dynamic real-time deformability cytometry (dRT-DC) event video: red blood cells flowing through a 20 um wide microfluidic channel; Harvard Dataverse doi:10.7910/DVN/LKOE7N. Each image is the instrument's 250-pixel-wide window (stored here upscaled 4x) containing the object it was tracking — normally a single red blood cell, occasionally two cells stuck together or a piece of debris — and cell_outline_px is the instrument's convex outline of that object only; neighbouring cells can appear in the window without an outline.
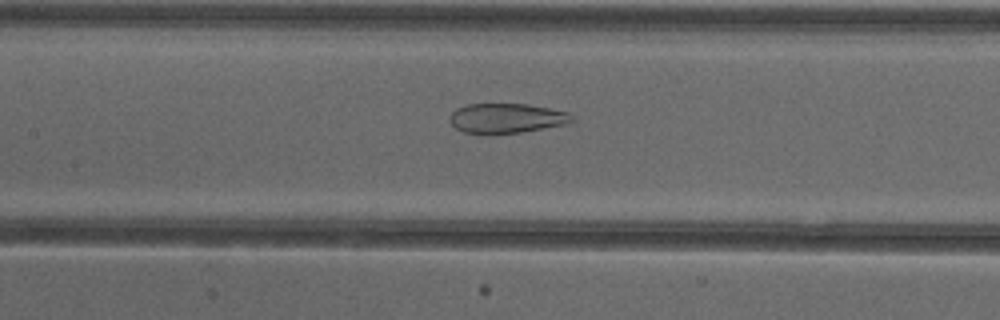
{"species": "common noctule bat (a hibernating species)", "species_latin": "Nyctalus noctula", "temperature_condition": "cold", "stored_images_in_passage": 37, "camera_frame_rate_fps": 3000, "um_per_image_px": 0.085, "animal": {"sex": "female"}, "frame": {"image": 1, "passage_image": 9, "time_ms": 2.667, "image_size_px": [1000, 320], "cell_outline_px": [[572, 120], [564, 124], [520, 132], [464, 132], [456, 128], [448, 120], [448, 116], [456, 108], [468, 104], [528, 104], [568, 112], [572, 116]], "centroid_in_image_um": [43.0, 10.02], "position_along_channel_um": 164.4, "area_um2": 20.58}}
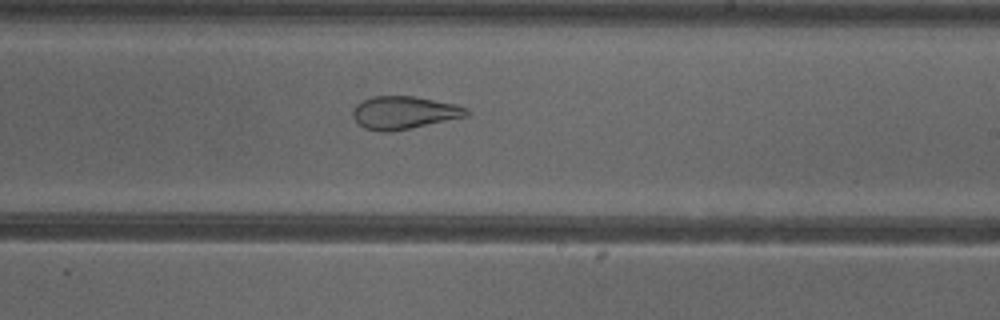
{"frame": {"image": 2, "passage_image": 16, "time_ms": 5.0, "image_size_px": [1000, 320], "cell_outline_px": [[472, 112], [468, 116], [388, 132], [380, 132], [364, 128], [352, 116], [352, 108], [356, 104], [372, 96], [416, 96], [456, 104], [468, 108]], "centroid_in_image_um": [34.35, 9.56], "position_along_channel_um": 254.6, "area_um2": 21.79}}
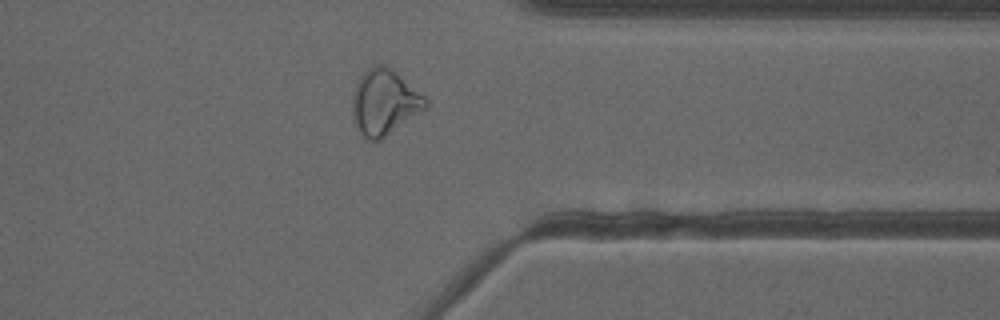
{"frame": {"image": 3, "passage_image": 26, "time_ms": 8.333, "image_size_px": [1000, 320], "cell_outline_px": [[428, 108], [380, 140], [368, 140], [360, 132], [352, 120], [352, 96], [356, 84], [360, 76], [372, 64], [384, 64], [392, 68], [424, 96], [428, 100]], "centroid_in_image_um": [32.67, 8.68], "position_along_channel_um": 378.7, "area_um2": 28.15}, "authors_computed_cell_mechanics": {"area_um2": 25.3742, "velocity_mm_per_s": 3.8766, "shape_relaxation_time_tau1_ms": null, "shape_relaxation_time_tau2_ms": 2.0003, "deformation_change_tau1": null, "deformation_change_tau2": 0.1082}}